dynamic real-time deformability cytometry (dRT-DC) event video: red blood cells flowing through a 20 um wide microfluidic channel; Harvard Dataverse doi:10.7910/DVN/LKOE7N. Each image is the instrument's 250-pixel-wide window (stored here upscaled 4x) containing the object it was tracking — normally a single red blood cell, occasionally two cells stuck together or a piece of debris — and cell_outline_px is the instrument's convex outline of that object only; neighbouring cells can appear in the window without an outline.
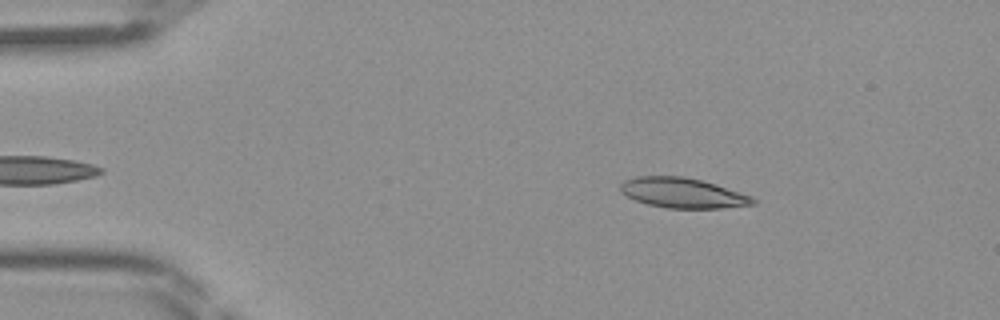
{"species": "Egyptian fruit bat (a non-hibernating species)", "species_latin": "Rousettus aegyptiacus", "temperature_condition": "room temperature", "stored_images_in_passage": 43, "camera_frame_rate_fps": 3000, "um_per_image_px": 0.085, "frame": {"image": 1, "passage_image": 6, "time_ms": 1.667, "image_size_px": [1000, 320], "cell_outline_px": [[756, 204], [720, 208], [668, 208], [648, 204], [636, 200], [620, 192], [620, 184], [624, 180], [636, 176], [684, 176], [716, 184], [752, 196], [756, 200]], "centroid_in_image_um": [58.03, 16.39], "position_along_channel_um": 27.0, "area_um2": 23.18}}
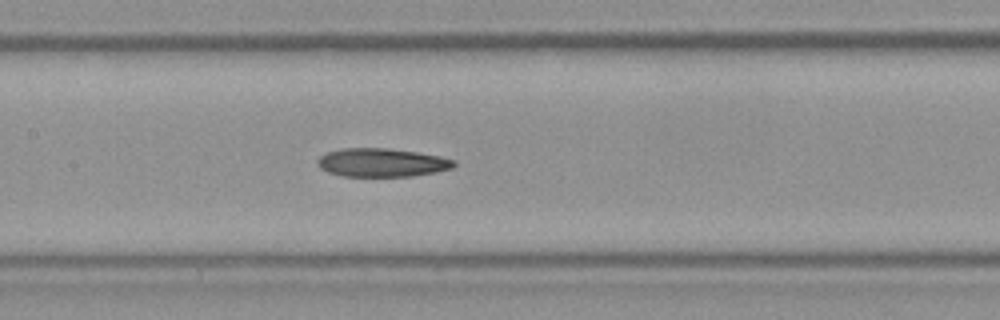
{"frame": {"image": 2, "passage_image": 20, "time_ms": 6.333, "image_size_px": [1000, 320], "cell_outline_px": [[456, 164], [452, 168], [436, 172], [412, 176], [344, 176], [328, 172], [320, 168], [316, 164], [316, 160], [324, 152], [340, 148], [388, 148], [416, 152], [440, 156], [456, 160]], "centroid_in_image_um": [32.43, 13.81], "position_along_channel_um": 175.0, "area_um2": 22.83}}
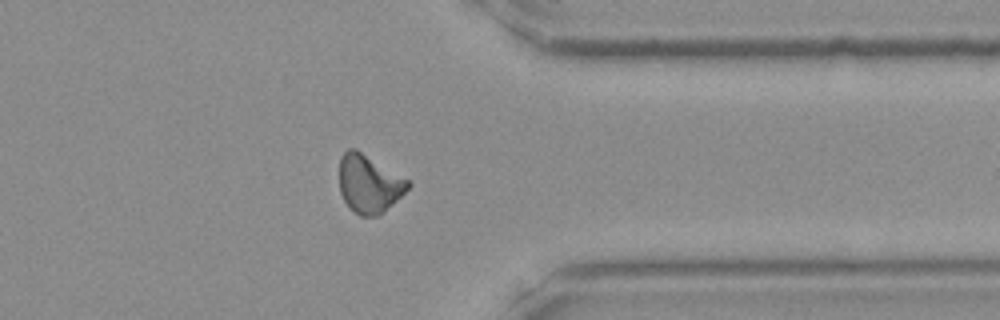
{"frame": {"image": 3, "passage_image": 34, "time_ms": 11.0, "image_size_px": [1000, 320], "cell_outline_px": [[412, 184], [384, 212], [376, 216], [360, 216], [352, 212], [344, 200], [340, 192], [340, 156], [348, 148], [356, 148], [408, 180]], "centroid_in_image_um": [31.34, 15.62], "position_along_channel_um": 380.1, "area_um2": 23.12}}